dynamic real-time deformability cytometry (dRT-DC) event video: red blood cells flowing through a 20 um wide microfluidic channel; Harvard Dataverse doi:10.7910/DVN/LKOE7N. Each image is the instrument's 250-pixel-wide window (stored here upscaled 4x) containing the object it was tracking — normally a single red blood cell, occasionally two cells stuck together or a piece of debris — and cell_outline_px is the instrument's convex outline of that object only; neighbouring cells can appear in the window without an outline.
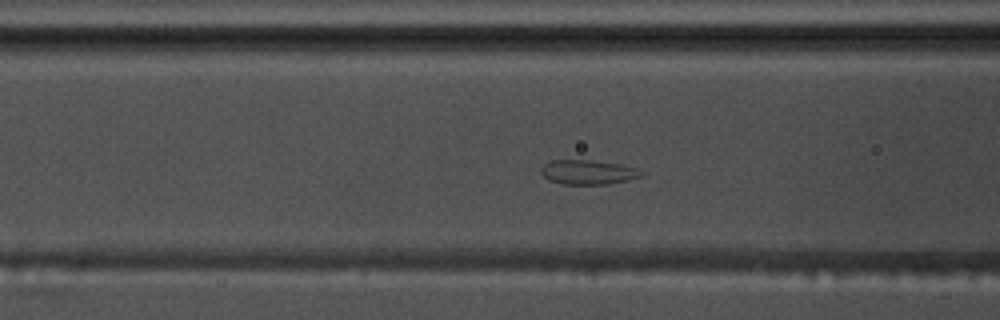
{"species": "common noctule bat (a hibernating species)", "species_latin": "Nyctalus noctula", "temperature_condition": "warm", "stored_images_in_passage": 43, "camera_frame_rate_fps": 3000, "um_per_image_px": 0.085, "animal": {"sex": "male", "body_mass_g": 17.5, "forearm_length_mm": 52.3}, "frame": {"image": 1, "passage_image": 8, "time_ms": 2.333, "image_size_px": [1000, 320], "cell_outline_px": [[644, 176], [628, 180], [608, 184], [564, 184], [548, 180], [540, 172], [540, 168], [544, 164], [552, 160], [588, 160], [620, 164], [636, 168], [644, 172]], "centroid_in_image_um": [49.99, 14.64], "position_along_channel_um": 116.6, "area_um2": 14.33}}
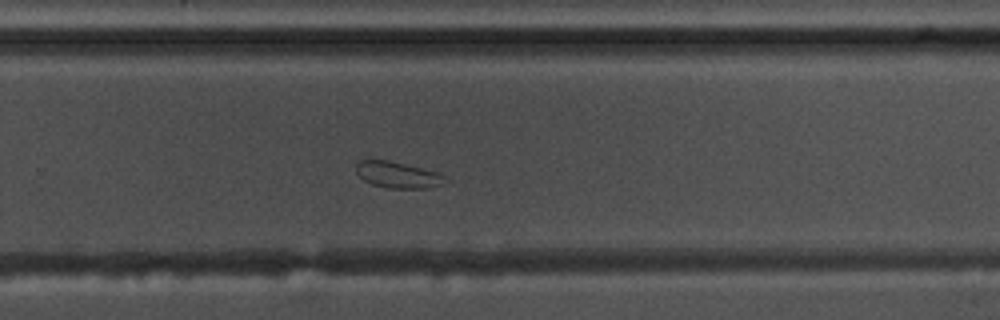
{"frame": {"image": 2, "passage_image": 23, "time_ms": 7.333, "image_size_px": [1000, 320], "cell_outline_px": [[452, 180], [444, 184], [428, 188], [384, 188], [372, 184], [364, 180], [356, 172], [356, 164], [360, 160], [388, 160], [440, 172], [448, 176]], "centroid_in_image_um": [33.91, 14.87], "position_along_channel_um": 295.9, "area_um2": 13.99}}
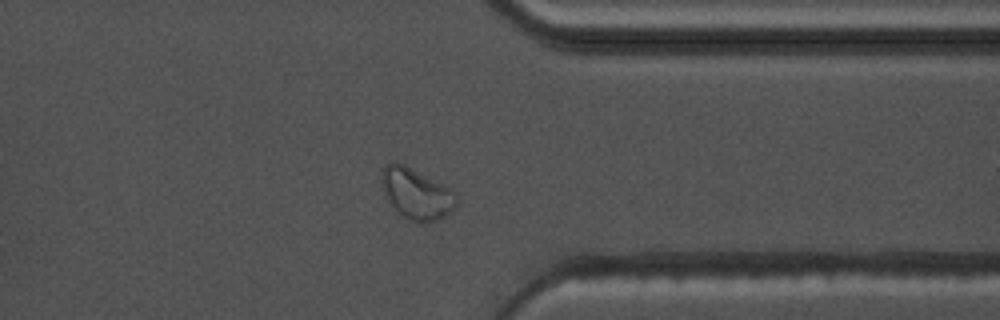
{"frame": {"image": 3, "passage_image": 30, "time_ms": 9.667, "image_size_px": [1000, 320], "cell_outline_px": [[456, 208], [444, 216], [436, 220], [424, 224], [420, 224], [408, 220], [388, 200], [380, 184], [380, 172], [384, 164], [404, 164], [456, 192]], "centroid_in_image_um": [35.38, 16.48], "position_along_channel_um": 376.0, "area_um2": 21.96}}